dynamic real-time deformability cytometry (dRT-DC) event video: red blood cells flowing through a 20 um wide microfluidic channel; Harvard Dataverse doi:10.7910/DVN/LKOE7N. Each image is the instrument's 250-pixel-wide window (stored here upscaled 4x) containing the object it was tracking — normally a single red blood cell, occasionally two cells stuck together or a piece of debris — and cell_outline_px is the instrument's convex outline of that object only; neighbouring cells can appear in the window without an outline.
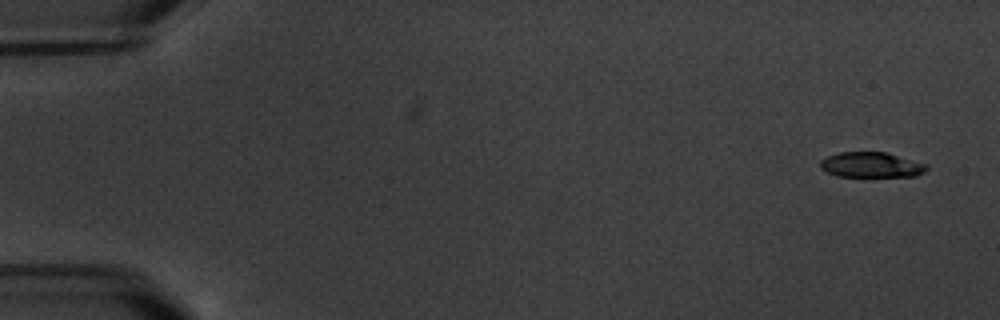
{"species": "common noctule bat (a hibernating species)", "species_latin": "Nyctalus noctula", "temperature_condition": "warm", "stored_images_in_passage": 13, "camera_frame_rate_fps": 3000, "um_per_image_px": 0.085, "animal": {"sex": "male", "body_mass_g": 20.1, "forearm_length_mm": 53.5}, "frame": {"image": 1, "passage_image": 1, "time_ms": 0.0, "image_size_px": [1000, 320], "cell_outline_px": [[928, 168], [924, 172], [916, 176], [836, 176], [820, 168], [820, 160], [828, 156], [840, 152], [884, 152], [928, 164]], "centroid_in_image_um": [74.06, 14.01], "position_along_channel_um": 10.9, "area_um2": 15.55}}
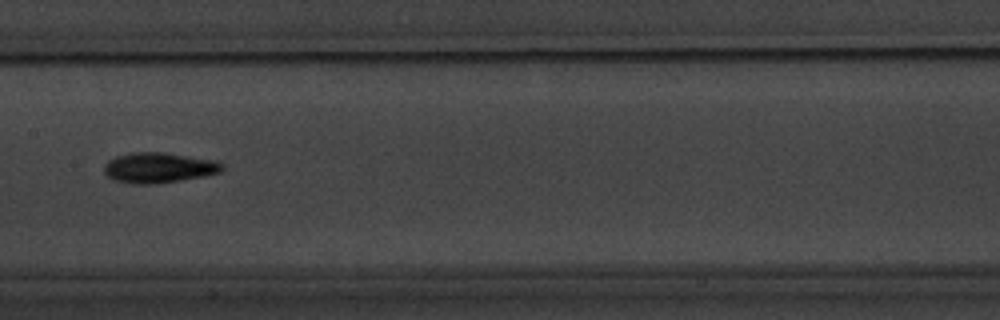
{"frame": {"image": 2, "passage_image": 9, "time_ms": 9.333, "image_size_px": [1000, 320], "cell_outline_px": [[224, 168], [220, 172], [204, 176], [160, 184], [132, 184], [112, 180], [104, 172], [104, 164], [108, 160], [116, 156], [132, 152], [164, 152], [216, 160], [224, 164]], "centroid_in_image_um": [13.49, 14.26], "position_along_channel_um": 193.9, "area_um2": 21.21}}
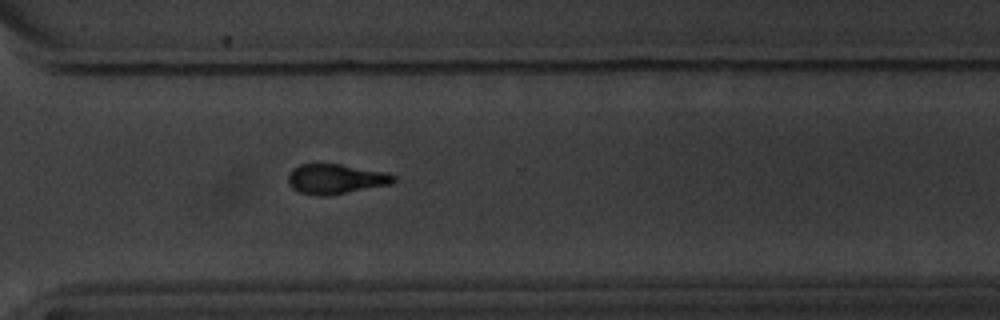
{"frame": {"image": 3, "passage_image": 13, "time_ms": 13.667, "image_size_px": [1000, 320], "cell_outline_px": [[396, 180], [392, 184], [324, 196], [320, 196], [300, 192], [292, 188], [288, 184], [288, 176], [292, 168], [300, 164], [340, 164], [388, 172], [396, 176]], "centroid_in_image_um": [28.55, 15.2], "position_along_channel_um": 342.1, "area_um2": 18.38}}